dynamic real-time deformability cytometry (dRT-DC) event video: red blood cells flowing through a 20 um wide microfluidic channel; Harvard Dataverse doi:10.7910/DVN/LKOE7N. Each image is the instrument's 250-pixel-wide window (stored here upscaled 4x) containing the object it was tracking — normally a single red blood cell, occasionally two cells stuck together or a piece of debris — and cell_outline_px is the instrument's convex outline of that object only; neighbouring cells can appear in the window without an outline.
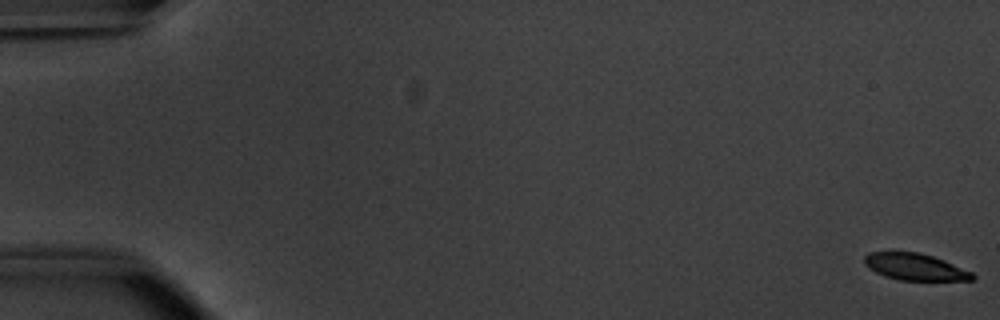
{"species": "common noctule bat (a hibernating species)", "species_latin": "Nyctalus noctula", "temperature_condition": "warm", "stored_images_in_passage": 56, "camera_frame_rate_fps": 3000, "um_per_image_px": 0.085, "animal": {"sex": "male", "body_mass_g": 20.1, "forearm_length_mm": 53.5}, "frame": {"image": 1, "passage_image": 1, "time_ms": 0.0, "image_size_px": [1000, 320], "cell_outline_px": [[976, 276], [972, 280], [900, 280], [884, 276], [868, 268], [864, 264], [864, 256], [868, 252], [920, 252], [944, 260], [972, 272]], "centroid_in_image_um": [77.76, 22.68], "position_along_channel_um": 7.2, "area_um2": 16.82}}
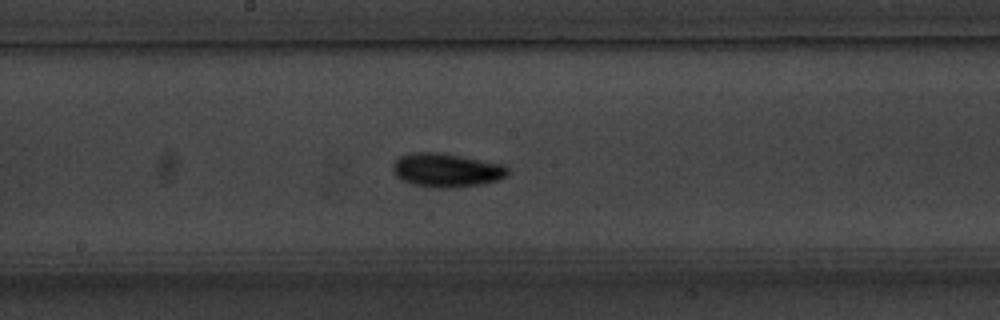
{"frame": {"image": 2, "passage_image": 30, "time_ms": 9.667, "image_size_px": [1000, 320], "cell_outline_px": [[508, 176], [496, 180], [480, 184], [452, 188], [436, 188], [412, 184], [400, 180], [396, 176], [392, 168], [392, 164], [400, 156], [412, 152], [436, 152], [460, 156], [504, 164], [508, 168]], "centroid_in_image_um": [37.92, 14.47], "position_along_channel_um": 210.3, "area_um2": 22.66}}
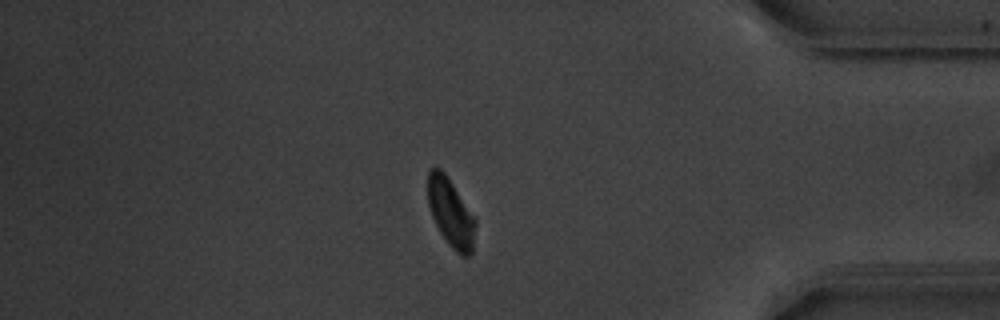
{"frame": {"image": 3, "passage_image": 47, "time_ms": 15.333, "image_size_px": [1000, 320], "cell_outline_px": [[476, 224], [472, 252], [468, 256], [460, 256], [448, 244], [440, 232], [432, 216], [428, 204], [428, 172], [436, 164], [444, 172], [476, 220]], "centroid_in_image_um": [38.3, 18.09], "position_along_channel_um": 396.9, "area_um2": 18.73}, "authors_computed_cell_mechanics": {"area_um2": 19.3052, "velocity_mm_per_s": 3.7816, "shape_relaxation_time_tau1_ms": 1.9682, "shape_relaxation_time_tau2_ms": 3.2411, "deformation_change_tau1": 0.1166, "deformation_change_tau2": 0.0688}}